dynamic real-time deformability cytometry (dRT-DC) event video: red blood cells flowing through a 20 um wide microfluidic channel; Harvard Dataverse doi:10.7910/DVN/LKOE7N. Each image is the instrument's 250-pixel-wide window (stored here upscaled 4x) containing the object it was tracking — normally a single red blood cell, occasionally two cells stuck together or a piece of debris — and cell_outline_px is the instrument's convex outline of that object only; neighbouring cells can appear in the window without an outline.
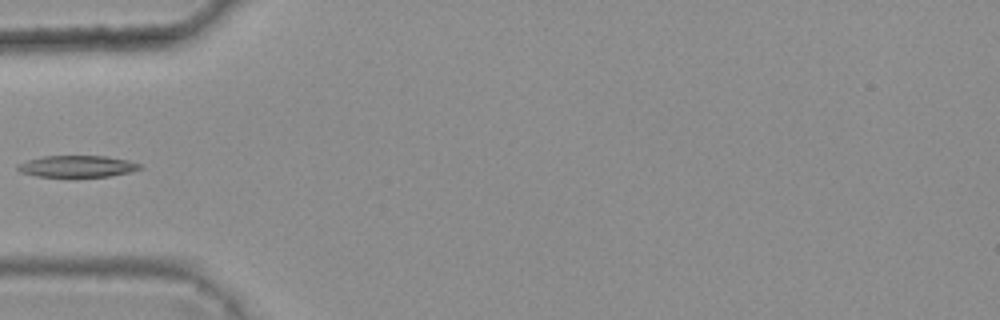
{"species": "common noctule bat (a hibernating species)", "species_latin": "Nyctalus noctula", "temperature_condition": "warm", "stored_images_in_passage": 5, "camera_frame_rate_fps": 3000, "um_per_image_px": 0.085, "animal": {"sex": "female", "body_mass_g": 25.1}, "frame": {"image": 1, "passage_image": 5, "time_ms": 1.333, "image_size_px": [1000, 320], "cell_outline_px": [[144, 168], [132, 172], [108, 176], [36, 176], [20, 172], [16, 168], [16, 164], [40, 156], [104, 156], [128, 160], [140, 164]], "centroid_in_image_um": [6.56, 14.13], "position_along_channel_um": 78.4, "area_um2": 15.37}}